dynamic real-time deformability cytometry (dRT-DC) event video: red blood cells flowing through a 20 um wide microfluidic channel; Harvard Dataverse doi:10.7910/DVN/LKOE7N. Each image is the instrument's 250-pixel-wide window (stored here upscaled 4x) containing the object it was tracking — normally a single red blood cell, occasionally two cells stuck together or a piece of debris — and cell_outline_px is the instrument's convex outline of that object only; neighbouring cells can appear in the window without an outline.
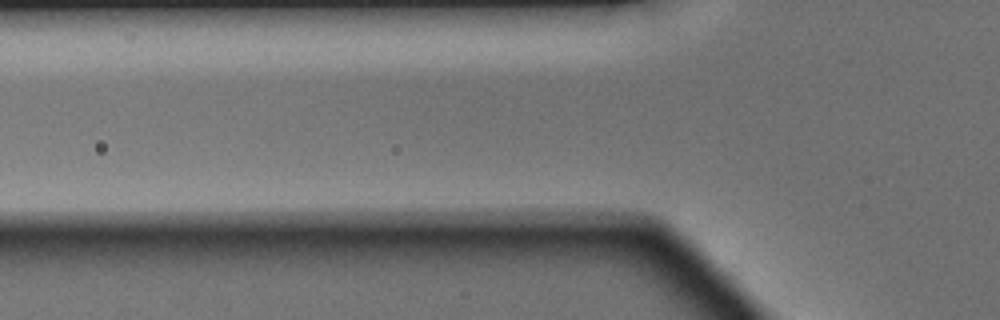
{"species": "Egyptian fruit bat (a non-hibernating species)", "species_latin": "Rousettus aegyptiacus", "temperature_condition": "warm", "stored_images_in_passage": 3, "camera_frame_rate_fps": 3000, "um_per_image_px": 0.085, "animal": {"sex": "male"}, "frame": {"image": 1, "passage_image": 3, "time_ms": 0.667, "image_size_px": [1000, 320], "cell_outline_px": [[712, 280], [612, 228], [620, 224], [648, 224], [676, 236], [704, 260], [712, 276]], "centroid_in_image_um": [56.59, 20.89], "position_along_channel_um": 69.2, "area_um2": 12.95}}